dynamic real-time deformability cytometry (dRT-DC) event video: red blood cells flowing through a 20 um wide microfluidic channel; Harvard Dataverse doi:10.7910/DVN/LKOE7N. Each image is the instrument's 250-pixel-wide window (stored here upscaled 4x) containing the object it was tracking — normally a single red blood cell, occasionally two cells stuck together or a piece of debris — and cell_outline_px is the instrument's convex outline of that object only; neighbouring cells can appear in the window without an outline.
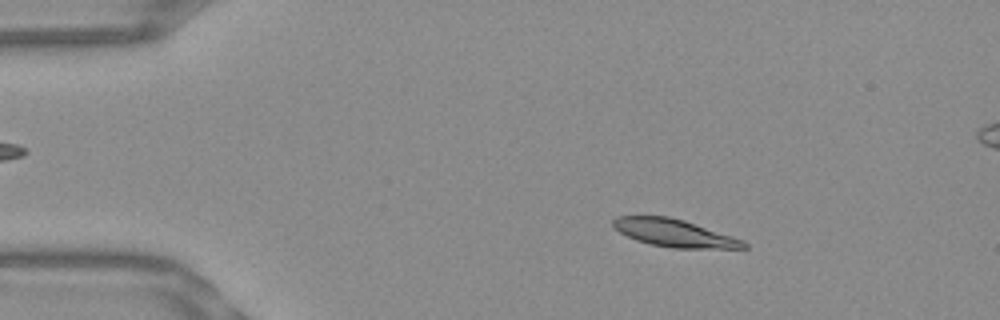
{"species": "Egyptian fruit bat (a non-hibernating species)", "species_latin": "Rousettus aegyptiacus", "temperature_condition": "warm", "stored_images_in_passage": 46, "segment_of_instrument_passage": [1, 2], "camera_frame_rate_fps": 3000, "um_per_image_px": 0.085, "frame": {"image": 1, "passage_image": 1, "time_ms": 0.0, "image_size_px": [1000, 320], "cell_outline_px": [[748, 248], [672, 248], [652, 244], [636, 240], [620, 232], [612, 224], [612, 220], [616, 216], [668, 216], [684, 220], [744, 240], [748, 244]], "centroid_in_image_um": [57.33, 19.8], "position_along_channel_um": 27.7, "area_um2": 20.81}}
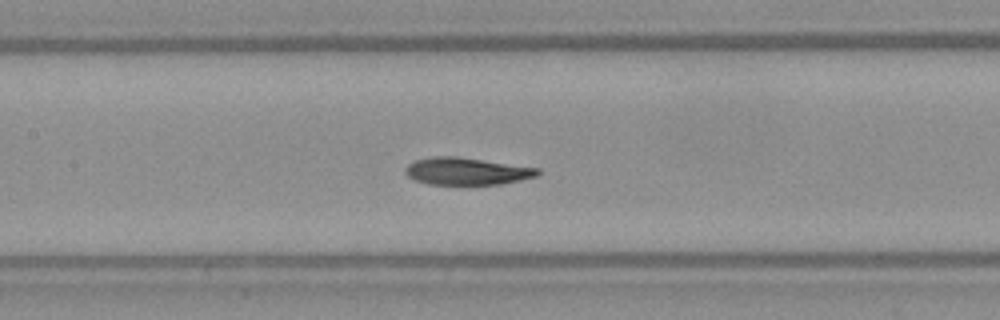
{"frame": {"image": 2, "passage_image": 17, "time_ms": 5.333, "image_size_px": [1000, 320], "cell_outline_px": [[540, 172], [536, 176], [520, 180], [500, 184], [428, 184], [416, 180], [408, 176], [404, 172], [404, 168], [408, 164], [416, 160], [432, 156], [456, 156], [540, 168]], "centroid_in_image_um": [39.65, 14.54], "position_along_channel_um": 167.7, "area_um2": 20.92}}
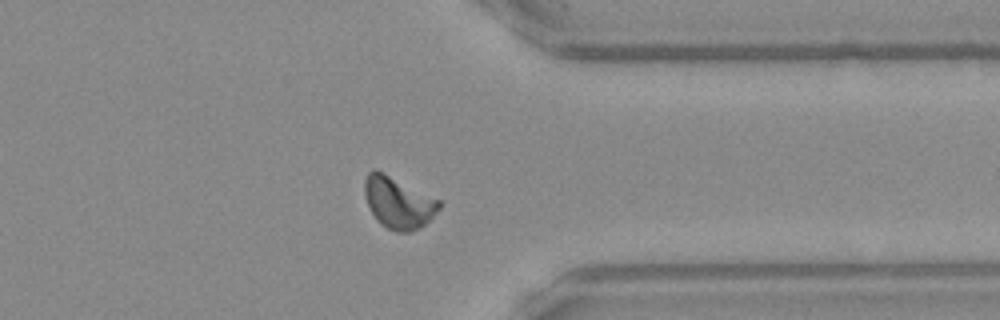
{"frame": {"image": 3, "passage_image": 34, "time_ms": 11.0, "image_size_px": [1000, 320], "cell_outline_px": [[440, 208], [420, 228], [408, 232], [396, 232], [380, 224], [376, 220], [368, 208], [364, 192], [364, 180], [368, 172], [372, 168], [376, 168], [440, 200]], "centroid_in_image_um": [33.8, 17.2], "position_along_channel_um": 377.6, "area_um2": 22.54}}